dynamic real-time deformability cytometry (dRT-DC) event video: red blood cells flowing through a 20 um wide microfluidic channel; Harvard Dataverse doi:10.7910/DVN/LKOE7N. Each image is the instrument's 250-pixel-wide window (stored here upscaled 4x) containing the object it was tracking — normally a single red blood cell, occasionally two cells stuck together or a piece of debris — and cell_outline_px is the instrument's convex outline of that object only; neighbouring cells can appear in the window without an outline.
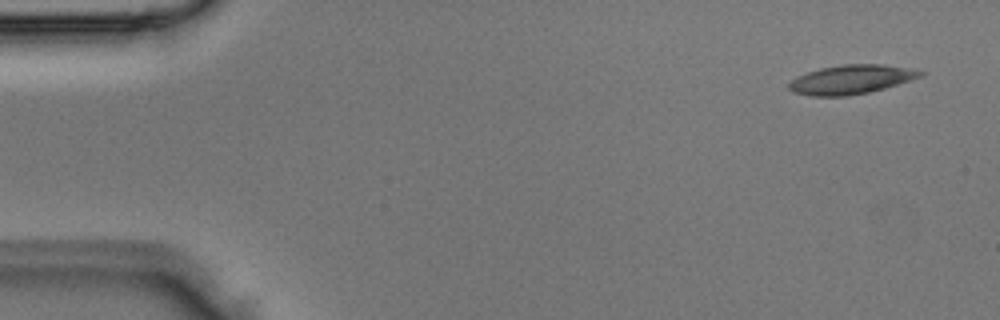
{"species": "Egyptian fruit bat (a non-hibernating species)", "species_latin": "Rousettus aegyptiacus", "temperature_condition": "room temperature", "stored_images_in_passage": 4, "camera_frame_rate_fps": 3000, "um_per_image_px": 0.085, "animal": {"sex": "male"}, "frame": {"image": 1, "passage_image": 1, "time_ms": 0.0, "image_size_px": [1000, 320], "cell_outline_px": [[928, 72], [924, 76], [884, 88], [868, 92], [848, 96], [812, 96], [792, 92], [788, 88], [788, 84], [796, 76], [820, 68], [840, 64], [880, 64]], "centroid_in_image_um": [72.32, 6.76], "position_along_channel_um": 12.7, "area_um2": 22.25}}